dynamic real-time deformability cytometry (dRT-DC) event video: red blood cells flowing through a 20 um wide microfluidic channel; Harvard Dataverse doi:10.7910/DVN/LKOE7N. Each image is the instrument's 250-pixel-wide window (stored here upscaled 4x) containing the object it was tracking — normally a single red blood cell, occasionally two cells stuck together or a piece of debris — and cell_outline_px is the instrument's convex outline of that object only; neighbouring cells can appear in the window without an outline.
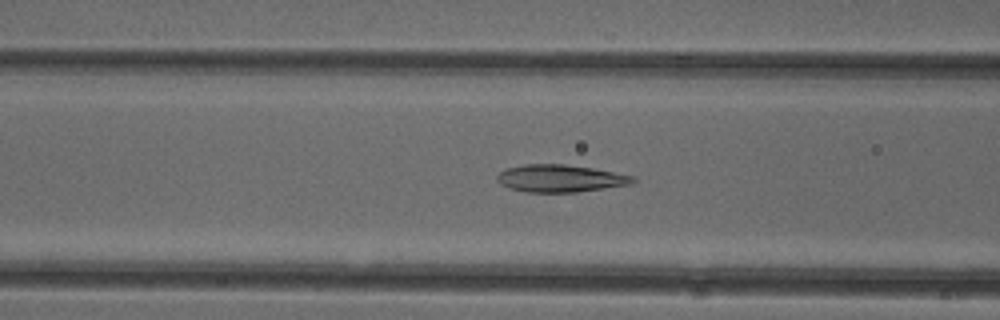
{"species": "common noctule bat (a hibernating species)", "species_latin": "Nyctalus noctula", "temperature_condition": "cold", "stored_images_in_passage": 39, "camera_frame_rate_fps": 3000, "um_per_image_px": 0.085, "animal": {"sex": "female"}, "frame": {"image": 1, "passage_image": 7, "time_ms": 2.0, "image_size_px": [1000, 320], "cell_outline_px": [[636, 180], [632, 184], [576, 192], [528, 192], [508, 188], [500, 184], [496, 180], [496, 176], [504, 168], [524, 164], [564, 164], [592, 168], [632, 176]], "centroid_in_image_um": [47.55, 15.16], "position_along_channel_um": 119.0, "area_um2": 21.62}}
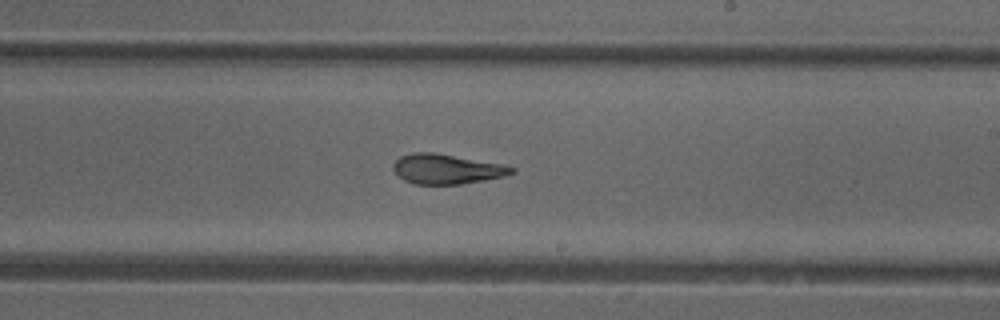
{"frame": {"image": 2, "passage_image": 17, "time_ms": 5.333, "image_size_px": [1000, 320], "cell_outline_px": [[516, 172], [504, 176], [484, 180], [460, 184], [412, 184], [404, 180], [392, 168], [392, 164], [400, 156], [412, 152], [432, 152], [504, 164], [516, 168]], "centroid_in_image_um": [37.97, 14.36], "position_along_channel_um": 251.0, "area_um2": 20.63}}
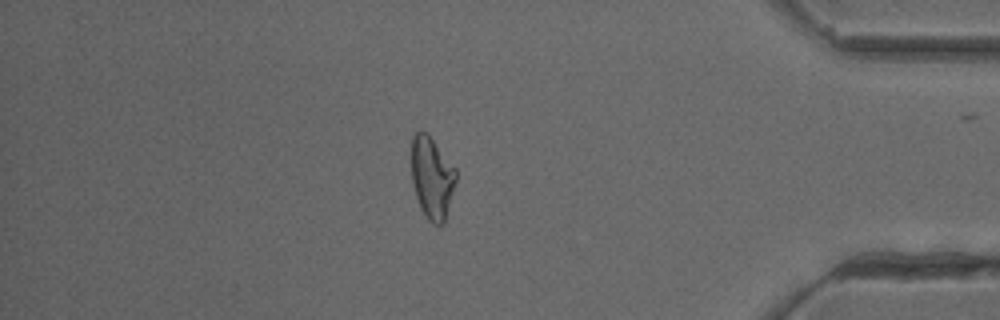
{"frame": {"image": 3, "passage_image": 31, "time_ms": 10.0, "image_size_px": [1000, 320], "cell_outline_px": [[456, 180], [444, 224], [432, 224], [428, 220], [420, 208], [412, 184], [412, 136], [420, 128], [428, 132], [456, 168]], "centroid_in_image_um": [36.71, 15.06], "position_along_channel_um": 398.5, "area_um2": 21.56}, "authors_computed_cell_mechanics": {"area_um2": 21.1548, "velocity_mm_per_s": 3.9576, "shape_relaxation_time_tau1_ms": 6.4963, "shape_relaxation_time_tau2_ms": 2.2303, "deformation_change_tau1": 0.1848, "deformation_change_tau2": 0.084}}